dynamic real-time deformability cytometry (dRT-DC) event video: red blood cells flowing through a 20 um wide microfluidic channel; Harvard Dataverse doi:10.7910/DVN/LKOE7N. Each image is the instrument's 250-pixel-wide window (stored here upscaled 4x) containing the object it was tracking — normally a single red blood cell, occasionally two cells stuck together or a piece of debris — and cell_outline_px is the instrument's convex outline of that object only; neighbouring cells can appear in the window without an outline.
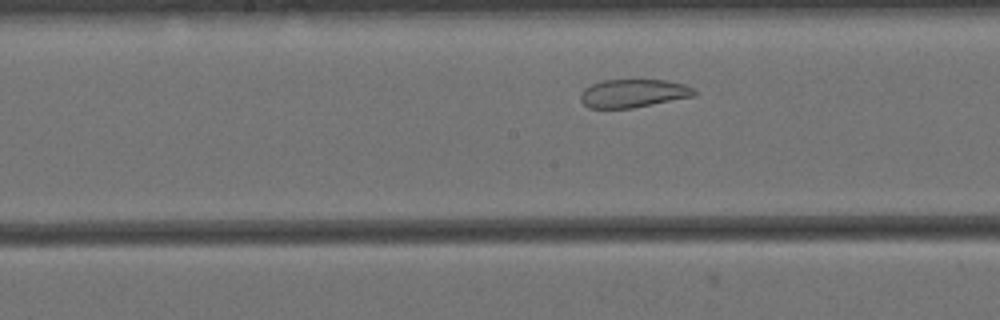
{"species": "Egyptian fruit bat (a non-hibernating species)", "species_latin": "Rousettus aegyptiacus", "temperature_condition": "cold", "stored_images_in_passage": 47, "camera_frame_rate_fps": 3000, "um_per_image_px": 0.085, "animal": {"sex": "female"}, "frame": {"image": 1, "passage_image": 16, "time_ms": 5.0, "image_size_px": [1000, 320], "cell_outline_px": [[696, 96], [632, 108], [588, 108], [580, 100], [580, 92], [584, 88], [592, 84], [604, 80], [664, 80], [684, 84], [692, 88], [696, 92]], "centroid_in_image_um": [53.81, 7.94], "position_along_channel_um": 194.4, "area_um2": 18.73}}
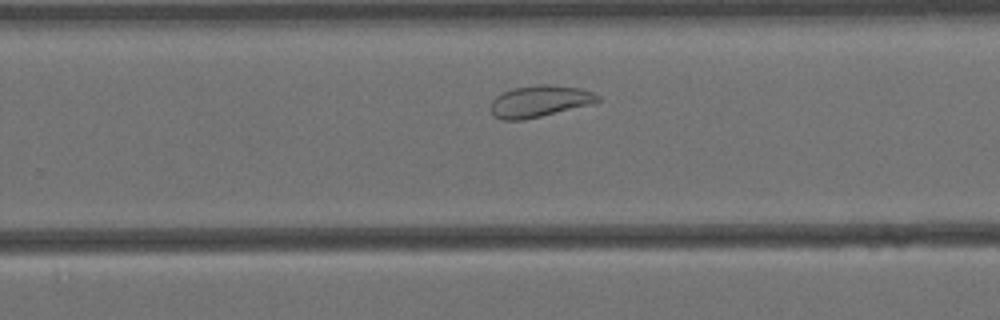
{"frame": {"image": 2, "passage_image": 24, "time_ms": 7.667, "image_size_px": [1000, 320], "cell_outline_px": [[600, 100], [592, 104], [524, 120], [500, 120], [492, 116], [488, 108], [492, 100], [500, 92], [512, 88], [536, 84], [548, 84], [580, 88], [592, 92], [600, 96]], "centroid_in_image_um": [45.79, 8.61], "position_along_channel_um": 284.0, "area_um2": 20.11}}
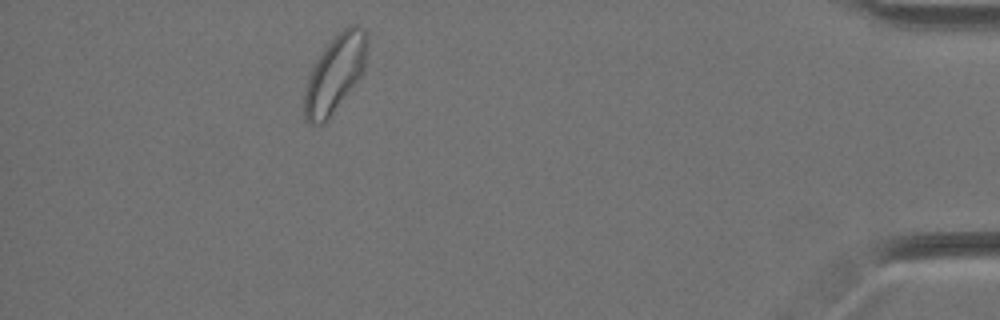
{"frame": {"image": 3, "passage_image": 40, "time_ms": 13.0, "image_size_px": [1000, 320], "cell_outline_px": [[368, 40], [364, 72], [332, 112], [320, 124], [308, 124], [304, 120], [304, 92], [308, 76], [316, 60], [324, 48], [344, 28], [352, 24], [356, 24], [364, 32]], "centroid_in_image_um": [28.46, 6.25], "position_along_channel_um": 406.7, "area_um2": 27.57}, "authors_computed_cell_mechanics": {"area_um2": 24.5072, "velocity_mm_per_s": 3.3856, "shape_relaxation_time_tau1_ms": null, "shape_relaxation_time_tau2_ms": 2.174, "deformation_change_tau1": null, "deformation_change_tau2": 0.0848}}